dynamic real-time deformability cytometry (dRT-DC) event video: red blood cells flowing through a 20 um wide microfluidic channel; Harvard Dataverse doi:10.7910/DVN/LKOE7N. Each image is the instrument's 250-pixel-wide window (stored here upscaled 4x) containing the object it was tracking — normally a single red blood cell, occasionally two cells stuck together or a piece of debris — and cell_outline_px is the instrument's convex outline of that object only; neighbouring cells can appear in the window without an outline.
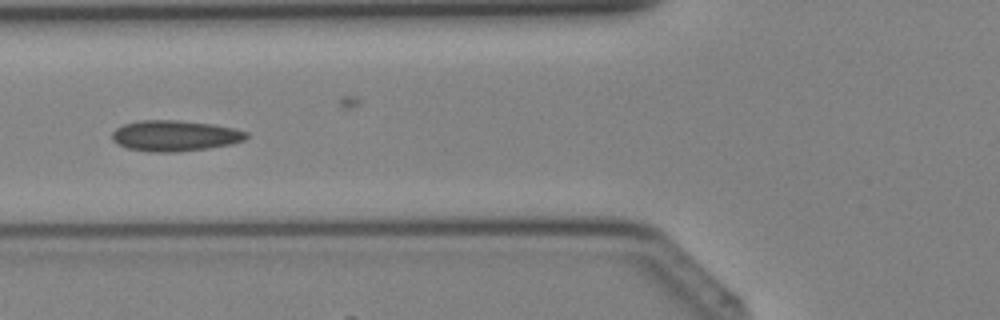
{"species": "Egyptian fruit bat (a non-hibernating species)", "species_latin": "Rousettus aegyptiacus", "temperature_condition": "cold", "stored_images_in_passage": 27, "camera_frame_rate_fps": 3000, "um_per_image_px": 0.085, "animal": {"sex": "female"}, "frame": {"image": 1, "passage_image": 2, "time_ms": 0.333, "image_size_px": [1000, 320], "cell_outline_px": [[248, 136], [244, 140], [228, 144], [208, 148], [176, 152], [148, 152], [128, 148], [116, 144], [112, 140], [112, 132], [116, 128], [124, 124], [140, 120], [180, 120], [212, 124], [232, 128], [248, 132]], "centroid_in_image_um": [14.82, 11.54], "position_along_channel_um": 111.0, "area_um2": 24.1}}
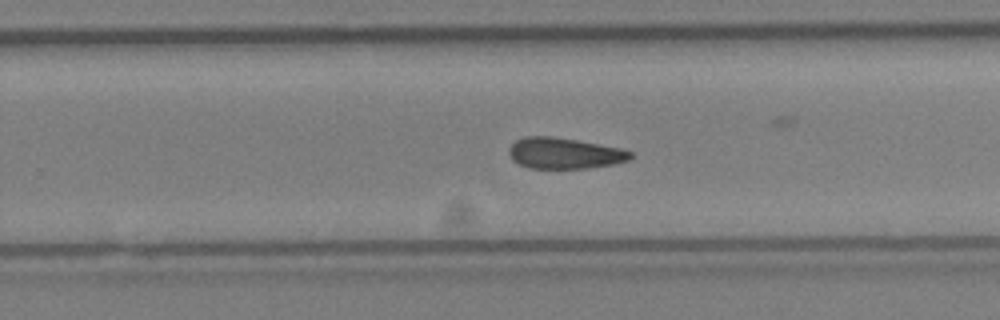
{"frame": {"image": 2, "passage_image": 12, "time_ms": 3.667, "image_size_px": [1000, 320], "cell_outline_px": [[632, 156], [628, 160], [612, 164], [588, 168], [528, 168], [512, 160], [508, 152], [508, 148], [516, 140], [524, 136], [552, 136], [576, 140], [620, 148], [632, 152]], "centroid_in_image_um": [47.93, 13.02], "position_along_channel_um": 281.9, "area_um2": 21.85}}
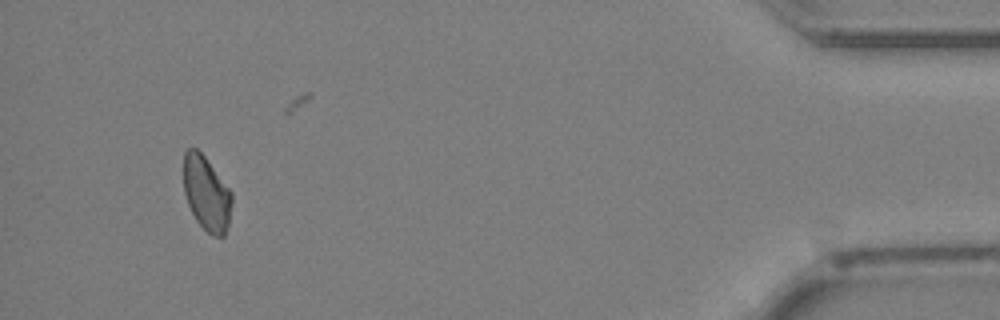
{"frame": {"image": 3, "passage_image": 24, "time_ms": 7.667, "image_size_px": [1000, 320], "cell_outline_px": [[232, 204], [228, 224], [224, 236], [216, 236], [208, 232], [196, 220], [188, 204], [184, 192], [184, 152], [188, 148], [196, 148], [204, 156], [232, 192]], "centroid_in_image_um": [17.55, 16.43], "position_along_channel_um": 417.6, "area_um2": 20.69}}